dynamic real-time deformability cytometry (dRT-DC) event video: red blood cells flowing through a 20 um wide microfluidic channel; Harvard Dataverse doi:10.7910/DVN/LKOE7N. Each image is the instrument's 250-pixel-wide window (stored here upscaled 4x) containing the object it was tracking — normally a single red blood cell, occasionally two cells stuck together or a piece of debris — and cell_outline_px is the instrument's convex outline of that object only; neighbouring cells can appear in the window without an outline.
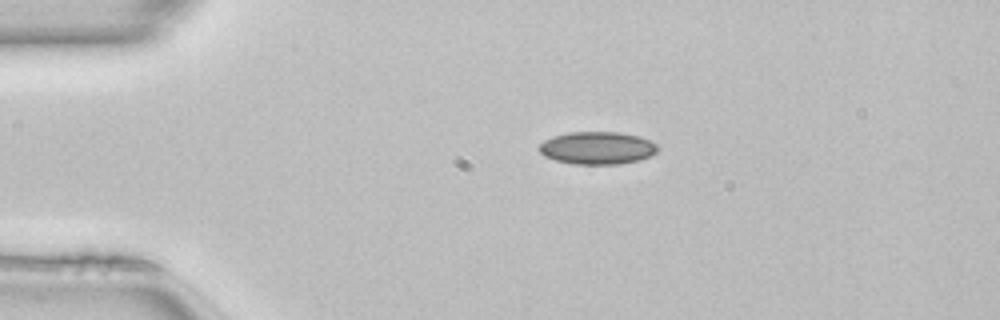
{"species": "common noctule bat (a hibernating species)", "species_latin": "Nyctalus noctula", "temperature_condition": "room temperature", "stored_images_in_passage": 33, "camera_frame_rate_fps": 3000, "um_per_image_px": 0.085, "animal": {"sex": "female", "body_mass_g": 22.7, "forearm_length_mm": 54.2}, "frame": {"image": 1, "passage_image": 1, "time_ms": 0.0, "image_size_px": [1000, 320], "cell_outline_px": [[660, 148], [652, 156], [640, 160], [620, 164], [572, 164], [556, 160], [544, 156], [536, 148], [544, 140], [552, 136], [568, 132], [620, 132], [640, 136], [652, 140]], "centroid_in_image_um": [50.79, 12.57], "position_along_channel_um": 34.2, "area_um2": 22.95}}
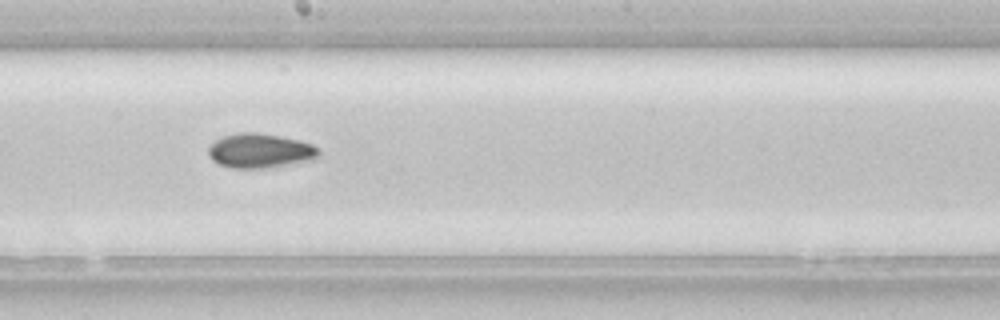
{"frame": {"image": 2, "passage_image": 18, "time_ms": 5.667, "image_size_px": [1000, 320], "cell_outline_px": [[320, 156], [312, 160], [264, 168], [232, 168], [220, 164], [212, 160], [208, 156], [208, 148], [216, 140], [224, 136], [240, 132], [256, 132], [280, 136], [300, 140], [312, 144], [320, 152]], "centroid_in_image_um": [22.11, 12.81], "position_along_channel_um": 226.1, "area_um2": 22.08}}
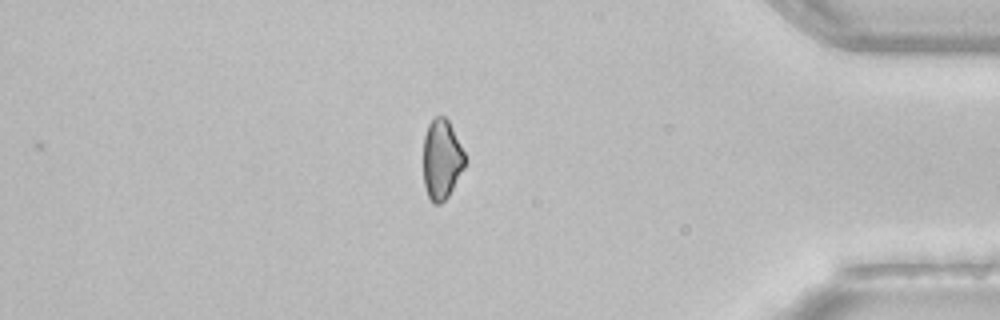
{"frame": {"image": 3, "passage_image": 33, "time_ms": 10.667, "image_size_px": [1000, 320], "cell_outline_px": [[468, 160], [464, 168], [448, 196], [440, 204], [432, 204], [428, 196], [424, 184], [424, 136], [428, 124], [436, 116], [444, 116], [448, 120]], "centroid_in_image_um": [37.55, 13.56], "position_along_channel_um": 397.7, "area_um2": 19.36}}